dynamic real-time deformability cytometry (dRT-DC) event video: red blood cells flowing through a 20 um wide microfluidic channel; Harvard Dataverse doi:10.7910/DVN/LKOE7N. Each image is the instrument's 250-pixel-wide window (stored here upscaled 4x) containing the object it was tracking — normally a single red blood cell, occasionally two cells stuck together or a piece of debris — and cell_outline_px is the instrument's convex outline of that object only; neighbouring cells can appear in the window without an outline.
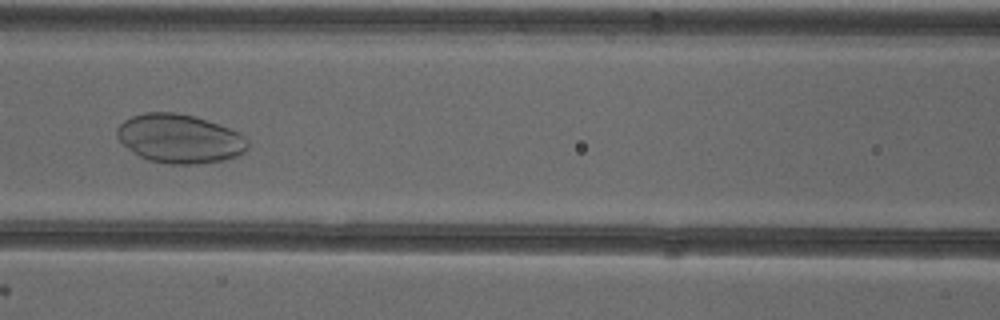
{"species": "common noctule bat (a hibernating species)", "species_latin": "Nyctalus noctula", "temperature_condition": "cold", "stored_images_in_passage": 54, "camera_frame_rate_fps": 3000, "um_per_image_px": 0.085, "animal": {"sex": "female"}, "frame": {"image": 1, "passage_image": 24, "time_ms": 7.667, "image_size_px": [1000, 320], "cell_outline_px": [[248, 144], [244, 152], [236, 156], [224, 160], [196, 164], [168, 164], [148, 160], [132, 152], [116, 136], [116, 128], [124, 120], [132, 116], [144, 112], [176, 112], [192, 116], [228, 128], [244, 136], [248, 140]], "centroid_in_image_um": [15.23, 11.79], "position_along_channel_um": 151.4, "area_um2": 36.99}}